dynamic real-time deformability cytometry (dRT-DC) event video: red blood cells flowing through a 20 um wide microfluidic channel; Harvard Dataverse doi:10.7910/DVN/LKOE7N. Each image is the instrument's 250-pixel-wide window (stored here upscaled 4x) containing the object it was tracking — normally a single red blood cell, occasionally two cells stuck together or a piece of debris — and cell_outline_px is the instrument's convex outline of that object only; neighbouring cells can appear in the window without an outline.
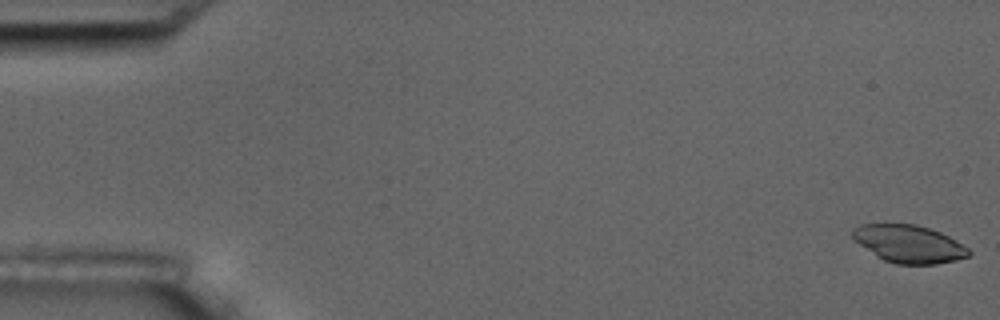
{"species": "common noctule bat (a hibernating species)", "species_latin": "Nyctalus noctula", "temperature_condition": "room temperature", "stored_images_in_passage": 5, "camera_frame_rate_fps": 3000, "um_per_image_px": 0.085, "animal": {"sex": "male", "body_mass_g": 17.5, "forearm_length_mm": 52.3}, "frame": {"image": 1, "passage_image": 1, "time_ms": 0.0, "image_size_px": [1000, 320], "cell_outline_px": [[972, 252], [968, 256], [956, 260], [936, 264], [896, 264], [884, 260], [876, 256], [852, 240], [852, 228], [860, 224], [916, 224], [940, 232], [948, 236], [968, 248]], "centroid_in_image_um": [77.21, 20.73], "position_along_channel_um": 7.8, "area_um2": 25.55}}
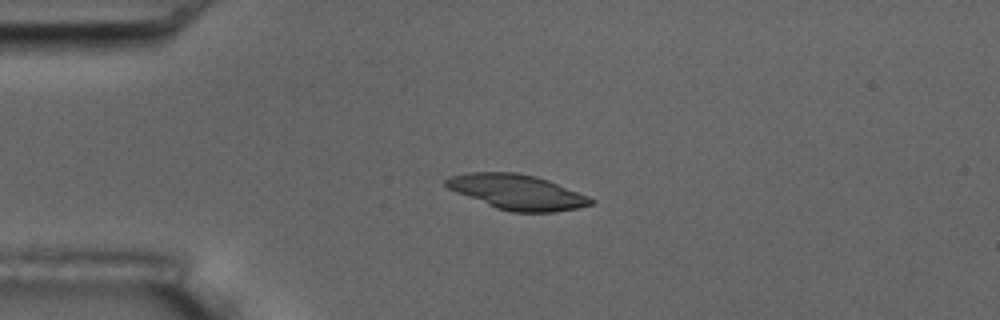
{"frame": {"image": 2, "passage_image": 4, "time_ms": 4.333, "image_size_px": [1000, 320], "cell_outline_px": [[596, 200], [592, 204], [576, 208], [552, 212], [512, 212], [496, 208], [456, 192], [448, 188], [444, 184], [444, 180], [448, 176], [468, 172], [516, 172], [536, 176], [548, 180], [588, 196]], "centroid_in_image_um": [43.92, 16.31], "position_along_channel_um": 41.1, "area_um2": 29.48}}